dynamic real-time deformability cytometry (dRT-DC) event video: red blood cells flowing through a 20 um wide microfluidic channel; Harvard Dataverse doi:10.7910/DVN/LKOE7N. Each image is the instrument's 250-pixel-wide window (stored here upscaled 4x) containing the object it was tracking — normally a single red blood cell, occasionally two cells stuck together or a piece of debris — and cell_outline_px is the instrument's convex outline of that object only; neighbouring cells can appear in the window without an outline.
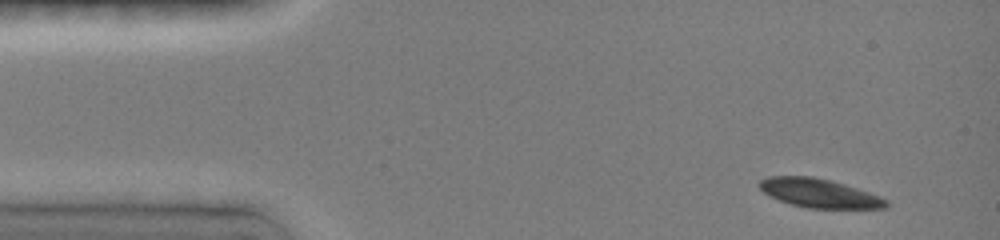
{"species": "common noctule bat (a hibernating species)", "species_latin": "Nyctalus noctula", "temperature_condition": "room temperature", "stored_images_in_passage": 8, "camera_frame_rate_fps": 3000, "um_per_image_px": 0.085, "animal": {"sex": "female", "body_mass_g": 19.0, "forearm_length_mm": 51.5}, "frame": {"image": 1, "passage_image": 1, "time_ms": 0.0, "image_size_px": [1000, 240], "cell_outline_px": [[888, 208], [808, 208], [792, 204], [768, 196], [760, 188], [760, 180], [768, 176], [812, 176], [844, 184], [880, 196], [888, 200]], "centroid_in_image_um": [69.64, 16.42], "position_along_channel_um": 15.4, "area_um2": 21.1}}
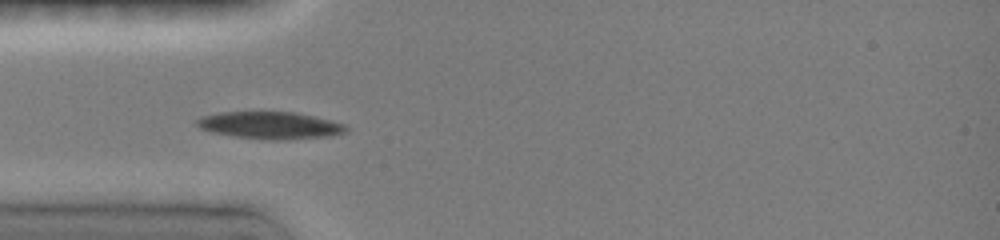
{"frame": {"image": 2, "passage_image": 5, "time_ms": 3.333, "image_size_px": [1000, 240], "cell_outline_px": [[348, 132], [332, 136], [284, 140], [272, 140], [236, 136], [212, 132], [200, 128], [196, 124], [196, 120], [200, 116], [216, 112], [296, 112], [332, 120], [344, 124], [348, 128]], "centroid_in_image_um": [22.99, 10.65], "position_along_channel_um": 62.0, "area_um2": 23.81}}
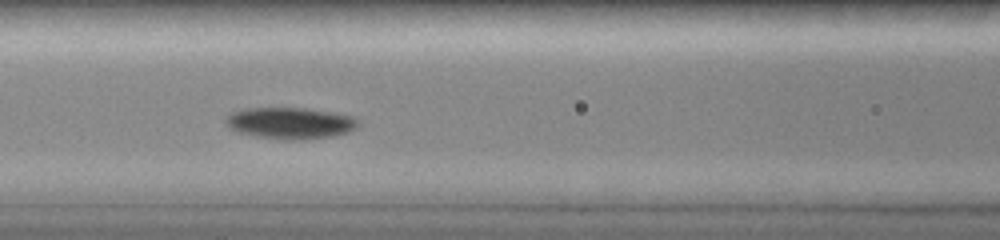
{"frame": {"image": 3, "passage_image": 7, "time_ms": 5.333, "image_size_px": [1000, 240], "cell_outline_px": [[360, 124], [356, 128], [348, 132], [336, 136], [304, 140], [284, 140], [256, 136], [236, 132], [228, 128], [224, 120], [224, 116], [232, 112], [244, 108], [304, 108], [332, 112], [356, 116], [360, 120]], "centroid_in_image_um": [24.68, 10.47], "position_along_channel_um": 141.9, "area_um2": 24.91}}